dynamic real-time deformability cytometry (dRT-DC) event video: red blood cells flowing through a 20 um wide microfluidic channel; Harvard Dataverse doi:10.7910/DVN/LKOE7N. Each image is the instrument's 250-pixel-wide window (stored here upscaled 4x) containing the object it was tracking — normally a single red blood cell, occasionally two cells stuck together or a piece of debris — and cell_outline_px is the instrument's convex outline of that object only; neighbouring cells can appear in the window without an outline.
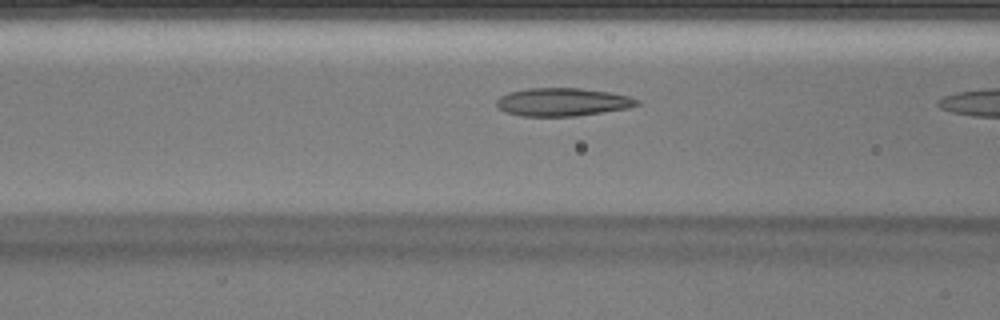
{"species": "Egyptian fruit bat (a non-hibernating species)", "species_latin": "Rousettus aegyptiacus", "temperature_condition": "warm", "stored_images_in_passage": 8, "camera_frame_rate_fps": 3000, "um_per_image_px": 0.085, "animal": {"sex": "male"}, "frame": {"image": 1, "passage_image": 7, "time_ms": 2.0, "image_size_px": [1000, 320], "cell_outline_px": [[640, 104], [628, 108], [576, 116], [520, 116], [508, 112], [500, 108], [496, 104], [496, 100], [500, 96], [508, 92], [528, 88], [580, 88], [608, 92], [628, 96], [640, 100]], "centroid_in_image_um": [47.81, 8.67], "position_along_channel_um": 118.8, "area_um2": 22.89}}